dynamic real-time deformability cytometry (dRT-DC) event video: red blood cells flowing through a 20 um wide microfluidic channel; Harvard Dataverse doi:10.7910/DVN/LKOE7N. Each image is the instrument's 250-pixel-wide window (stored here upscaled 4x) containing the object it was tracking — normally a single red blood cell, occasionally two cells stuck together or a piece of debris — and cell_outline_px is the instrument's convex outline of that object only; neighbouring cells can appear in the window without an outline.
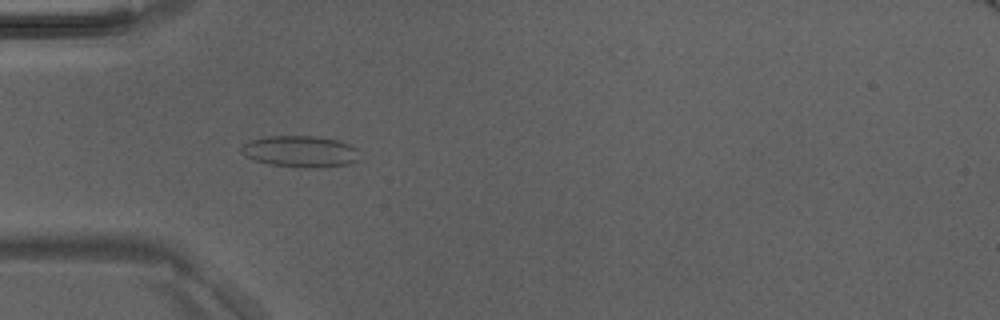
{"species": "Egyptian fruit bat (a non-hibernating species)", "species_latin": "Rousettus aegyptiacus", "temperature_condition": "room temperature", "stored_images_in_passage": 4, "camera_frame_rate_fps": 3000, "um_per_image_px": 0.085, "animal": {"sex": "male"}, "frame": {"image": 1, "passage_image": 4, "time_ms": 1.0, "image_size_px": [1000, 320], "cell_outline_px": [[360, 160], [348, 164], [320, 168], [312, 168], [268, 164], [256, 160], [240, 152], [240, 148], [248, 140], [268, 136], [320, 136], [340, 140], [356, 148]], "centroid_in_image_um": [25.56, 12.86], "position_along_channel_um": 59.4, "area_um2": 21.79}}